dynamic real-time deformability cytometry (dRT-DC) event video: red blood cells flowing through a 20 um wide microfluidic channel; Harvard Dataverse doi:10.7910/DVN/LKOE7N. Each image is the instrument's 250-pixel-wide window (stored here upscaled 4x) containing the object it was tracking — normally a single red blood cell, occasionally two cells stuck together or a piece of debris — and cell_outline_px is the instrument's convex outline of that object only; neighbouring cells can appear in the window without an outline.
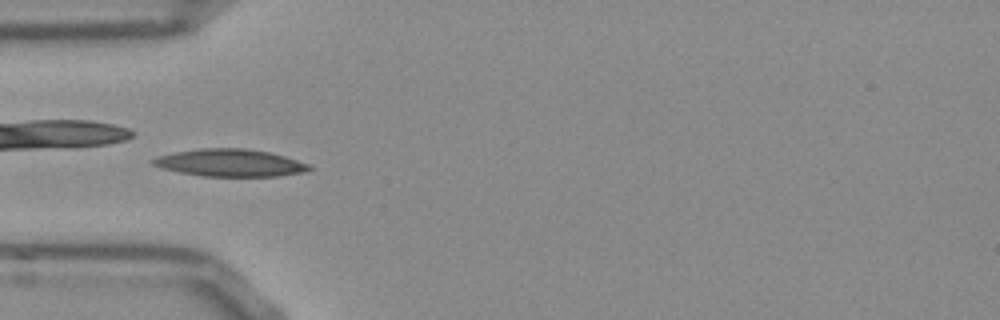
{"species": "Egyptian fruit bat (a non-hibernating species)", "species_latin": "Rousettus aegyptiacus", "temperature_condition": "room temperature", "stored_images_in_passage": 28, "camera_frame_rate_fps": 3000, "um_per_image_px": 0.085, "frame": {"image": 1, "passage_image": 5, "time_ms": 1.333, "image_size_px": [1000, 320], "cell_outline_px": [[312, 168], [304, 172], [280, 176], [200, 176], [160, 168], [152, 164], [148, 160], [156, 156], [176, 152], [200, 148], [244, 148], [268, 152], [284, 156], [308, 164]], "centroid_in_image_um": [19.49, 13.84], "position_along_channel_um": 65.5, "area_um2": 24.91}}